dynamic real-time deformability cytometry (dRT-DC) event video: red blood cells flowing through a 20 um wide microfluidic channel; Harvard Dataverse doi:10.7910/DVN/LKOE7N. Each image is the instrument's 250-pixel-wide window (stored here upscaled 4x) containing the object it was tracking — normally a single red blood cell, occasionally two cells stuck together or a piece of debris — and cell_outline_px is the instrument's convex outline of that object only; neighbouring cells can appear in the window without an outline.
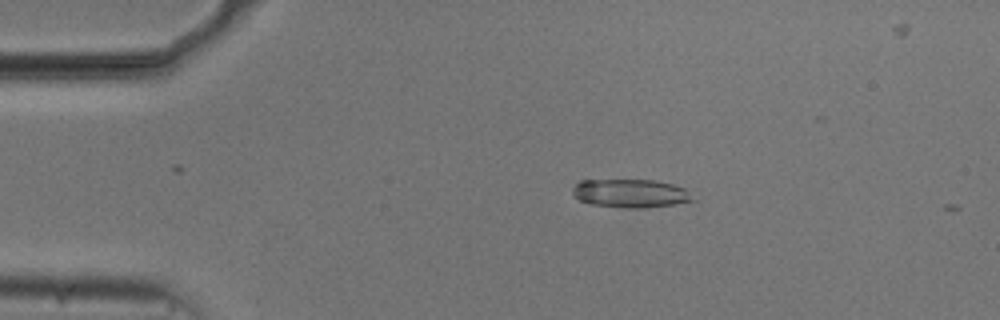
{"species": "common noctule bat (a hibernating species)", "species_latin": "Nyctalus noctula", "temperature_condition": "cold", "stored_images_in_passage": 4, "camera_frame_rate_fps": 3000, "um_per_image_px": 0.085, "animal": {"sex": "male", "body_mass_g": 20.5, "forearm_length_mm": 52.5}, "frame": {"image": 1, "passage_image": 1, "time_ms": 0.0, "image_size_px": [1000, 320], "cell_outline_px": [[696, 200], [676, 204], [644, 208], [628, 208], [588, 204], [580, 200], [572, 192], [572, 188], [580, 180], [656, 180], [672, 184], [684, 188]], "centroid_in_image_um": [53.59, 16.44], "position_along_channel_um": 31.4, "area_um2": 19.94}}